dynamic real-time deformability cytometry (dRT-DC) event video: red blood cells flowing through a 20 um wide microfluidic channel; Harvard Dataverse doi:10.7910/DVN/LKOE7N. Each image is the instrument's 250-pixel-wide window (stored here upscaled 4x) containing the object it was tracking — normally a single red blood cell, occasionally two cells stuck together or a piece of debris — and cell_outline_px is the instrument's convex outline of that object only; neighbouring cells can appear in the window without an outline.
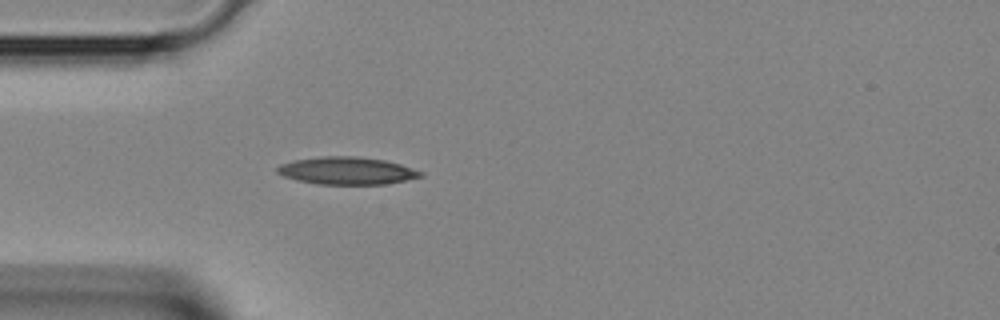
{"species": "Egyptian fruit bat (a non-hibernating species)", "species_latin": "Rousettus aegyptiacus", "temperature_condition": "room temperature", "stored_images_in_passage": 2, "camera_frame_rate_fps": 3000, "um_per_image_px": 0.085, "animal": {"sex": "female"}, "frame": {"image": 1, "passage_image": 2, "time_ms": 0.333, "image_size_px": [1000, 320], "cell_outline_px": [[424, 176], [384, 184], [316, 184], [296, 180], [284, 176], [276, 172], [276, 168], [280, 164], [292, 160], [320, 156], [356, 156], [384, 160], [400, 164], [424, 172]], "centroid_in_image_um": [29.45, 14.5], "position_along_channel_um": 55.6, "area_um2": 23.0}}